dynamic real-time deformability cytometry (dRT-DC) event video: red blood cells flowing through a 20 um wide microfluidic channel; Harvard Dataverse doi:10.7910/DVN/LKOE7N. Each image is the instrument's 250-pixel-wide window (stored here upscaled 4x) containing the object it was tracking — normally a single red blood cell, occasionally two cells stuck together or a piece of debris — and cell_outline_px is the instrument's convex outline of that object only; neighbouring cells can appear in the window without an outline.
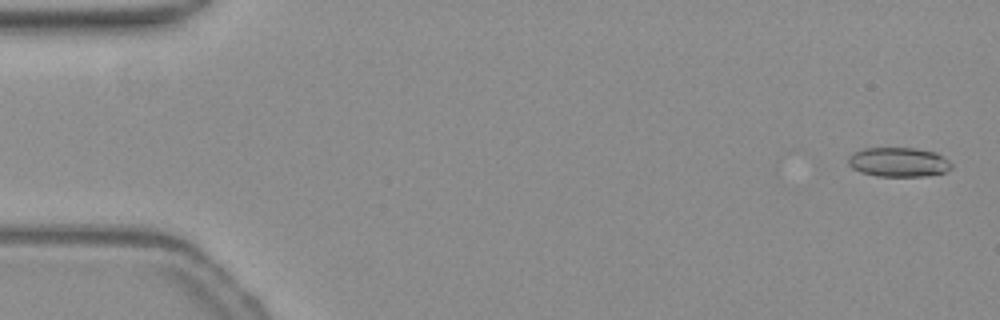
{"species": "common noctule bat (a hibernating species)", "species_latin": "Nyctalus noctula", "temperature_condition": "warm", "stored_images_in_passage": 11, "camera_frame_rate_fps": 3000, "um_per_image_px": 0.085, "animal": {"sex": "female", "body_mass_g": 19.3, "forearm_length_mm": 54.1}, "frame": {"image": 1, "passage_image": 1, "time_ms": 0.0, "image_size_px": [1000, 320], "cell_outline_px": [[952, 168], [944, 172], [928, 176], [876, 176], [860, 172], [852, 168], [848, 164], [848, 156], [864, 148], [912, 148], [936, 152], [948, 160], [952, 164]], "centroid_in_image_um": [76.37, 13.79], "position_along_channel_um": 8.6, "area_um2": 17.69}}